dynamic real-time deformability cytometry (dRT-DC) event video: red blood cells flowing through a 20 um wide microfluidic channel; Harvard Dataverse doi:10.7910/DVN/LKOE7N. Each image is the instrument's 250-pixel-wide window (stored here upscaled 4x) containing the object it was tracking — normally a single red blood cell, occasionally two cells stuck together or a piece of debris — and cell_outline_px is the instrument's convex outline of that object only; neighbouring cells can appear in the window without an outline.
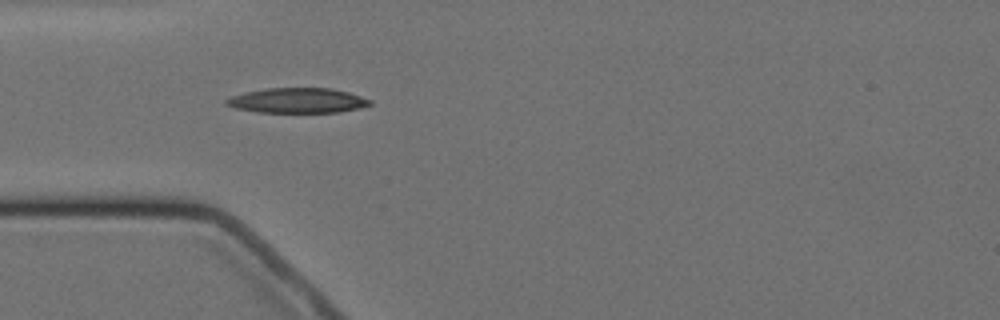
{"species": "Egyptian fruit bat (a non-hibernating species)", "species_latin": "Rousettus aegyptiacus", "temperature_condition": "cold", "stored_images_in_passage": 5, "camera_frame_rate_fps": 3000, "um_per_image_px": 0.085, "animal": {"sex": "female"}, "frame": {"image": 1, "passage_image": 3, "time_ms": 3.0, "image_size_px": [1000, 320], "cell_outline_px": [[372, 104], [360, 108], [340, 112], [256, 112], [236, 108], [224, 104], [224, 100], [232, 96], [244, 92], [268, 88], [332, 88], [348, 92], [372, 100]], "centroid_in_image_um": [25.29, 8.54], "position_along_channel_um": 59.7, "area_um2": 20.98}}
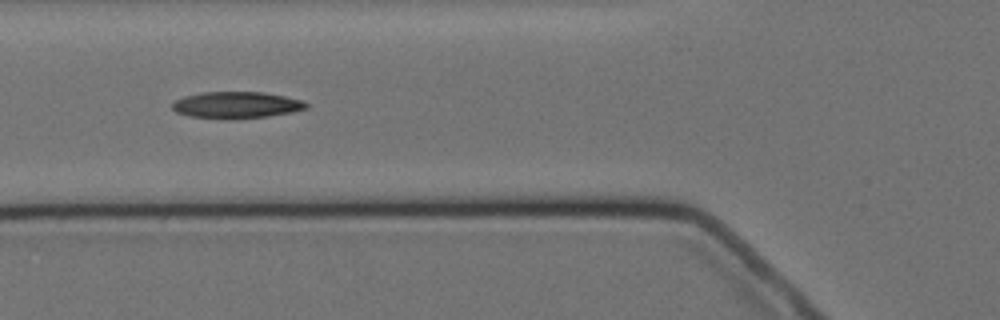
{"frame": {"image": 2, "passage_image": 4, "time_ms": 4.333, "image_size_px": [1000, 320], "cell_outline_px": [[308, 108], [292, 112], [268, 116], [228, 120], [188, 116], [176, 112], [172, 108], [172, 104], [176, 100], [184, 96], [204, 92], [264, 92], [304, 100], [308, 104]], "centroid_in_image_um": [20.1, 8.93], "position_along_channel_um": 105.7, "area_um2": 20.98}}
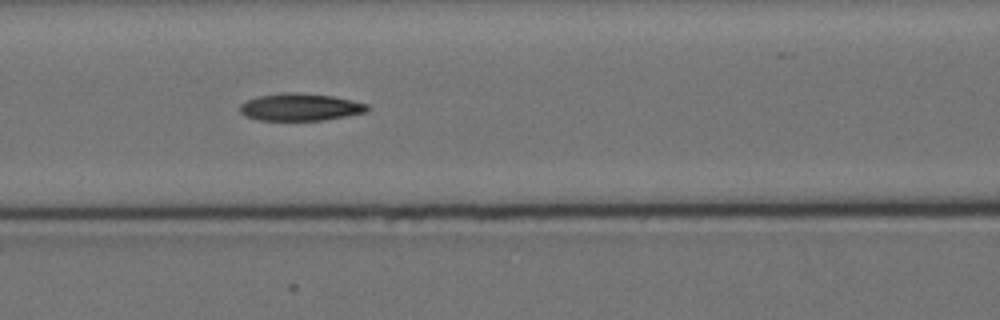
{"frame": {"image": 3, "passage_image": 5, "time_ms": 5.333, "image_size_px": [1000, 320], "cell_outline_px": [[368, 112], [324, 120], [260, 120], [244, 116], [240, 112], [240, 104], [248, 100], [260, 96], [288, 92], [296, 92], [332, 96], [352, 100], [368, 104]], "centroid_in_image_um": [25.54, 9.11], "position_along_channel_um": 141.1, "area_um2": 20.17}}